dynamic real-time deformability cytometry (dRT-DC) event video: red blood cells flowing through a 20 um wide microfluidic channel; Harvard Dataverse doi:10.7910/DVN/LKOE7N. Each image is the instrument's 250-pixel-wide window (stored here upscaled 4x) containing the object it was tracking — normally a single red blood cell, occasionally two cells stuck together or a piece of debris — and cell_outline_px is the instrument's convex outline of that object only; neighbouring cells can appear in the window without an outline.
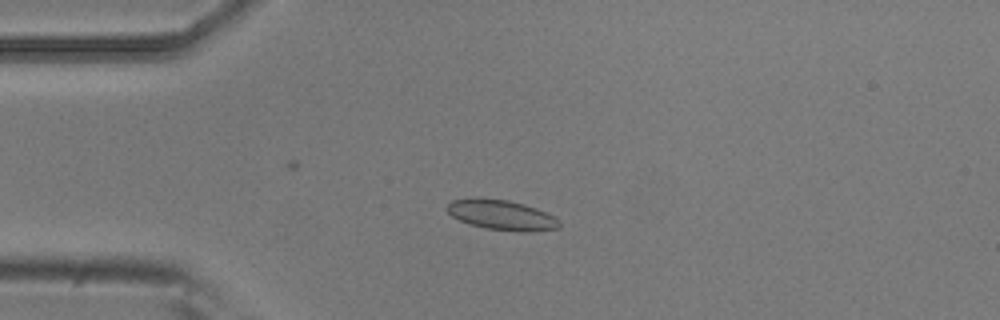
{"species": "common noctule bat (a hibernating species)", "species_latin": "Nyctalus noctula", "temperature_condition": "room temperature", "stored_images_in_passage": 6, "camera_frame_rate_fps": 3000, "um_per_image_px": 0.085, "animal": {"sex": "male", "body_mass_g": 20.5, "forearm_length_mm": 52.5}, "frame": {"image": 1, "passage_image": 3, "time_ms": 0.667, "image_size_px": [1000, 320], "cell_outline_px": [[560, 228], [528, 232], [524, 232], [484, 228], [468, 224], [452, 216], [444, 208], [452, 200], [476, 196], [508, 200], [524, 204], [536, 208], [560, 220]], "centroid_in_image_um": [42.59, 18.26], "position_along_channel_um": 42.4, "area_um2": 19.94}}
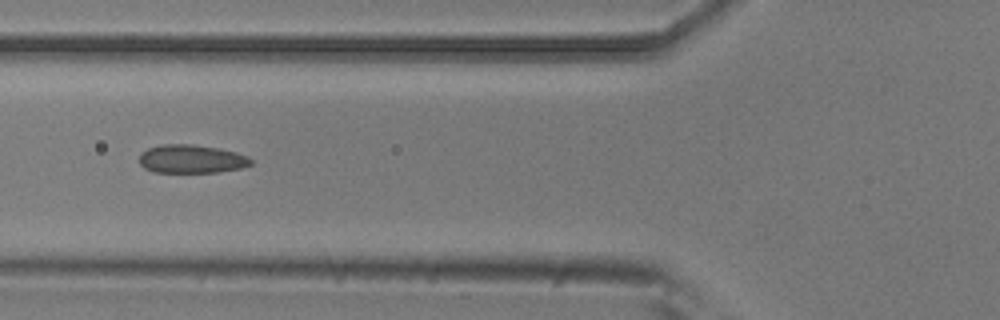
{"frame": {"image": 2, "passage_image": 5, "time_ms": 1.333, "image_size_px": [1000, 320], "cell_outline_px": [[252, 164], [240, 168], [216, 172], [152, 172], [144, 168], [140, 164], [140, 152], [148, 148], [160, 144], [192, 144], [216, 148], [236, 152], [248, 156], [252, 160]], "centroid_in_image_um": [16.24, 13.51], "position_along_channel_um": 109.6, "area_um2": 18.5}}
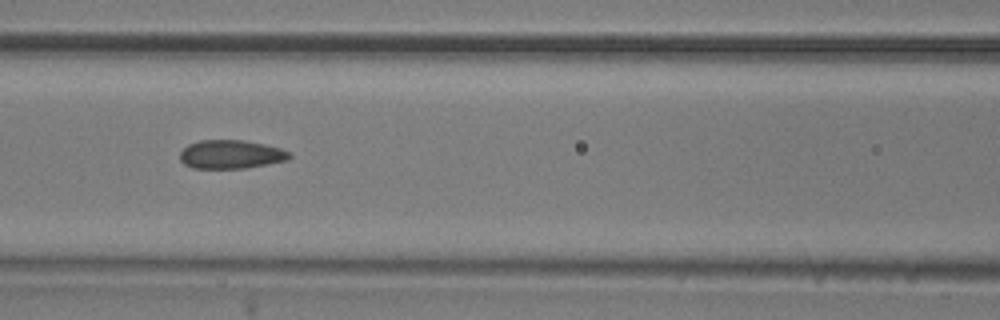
{"frame": {"image": 3, "passage_image": 6, "time_ms": 1.667, "image_size_px": [1000, 320], "cell_outline_px": [[292, 156], [288, 160], [244, 168], [192, 168], [184, 164], [180, 160], [180, 152], [188, 144], [200, 140], [244, 140], [264, 144], [280, 148], [288, 152]], "centroid_in_image_um": [19.6, 13.12], "position_along_channel_um": 147.0, "area_um2": 18.21}}